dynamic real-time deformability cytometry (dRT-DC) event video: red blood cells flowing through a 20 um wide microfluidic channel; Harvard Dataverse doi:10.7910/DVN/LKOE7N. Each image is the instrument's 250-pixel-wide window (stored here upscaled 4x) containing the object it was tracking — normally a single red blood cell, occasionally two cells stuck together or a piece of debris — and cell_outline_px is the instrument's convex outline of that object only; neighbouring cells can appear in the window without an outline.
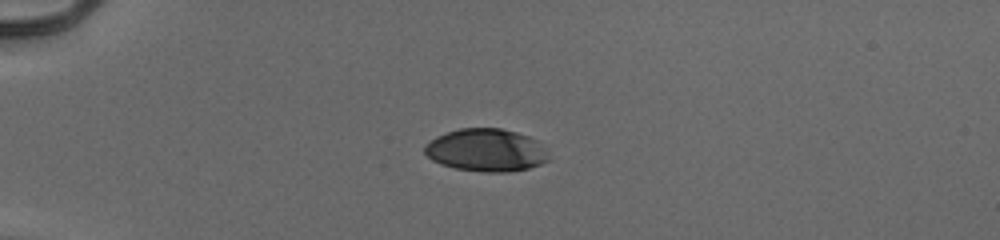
{"species": "human", "species_latin": "Homo sapiens", "temperature_condition": "cold", "stored_images_in_passage": 40, "camera_frame_rate_fps": 3000, "um_per_image_px": 0.085, "donor": {"sex": "male"}, "frame": {"image": 1, "passage_image": 1, "time_ms": 0.0, "image_size_px": [1000, 240], "cell_outline_px": [[548, 160], [540, 164], [528, 168], [504, 172], [484, 172], [456, 168], [440, 164], [432, 160], [424, 152], [424, 144], [436, 136], [460, 128], [500, 128], [516, 132], [528, 136], [536, 140], [544, 152]], "centroid_in_image_um": [41.25, 12.76], "position_along_channel_um": 43.7, "area_um2": 30.46}}
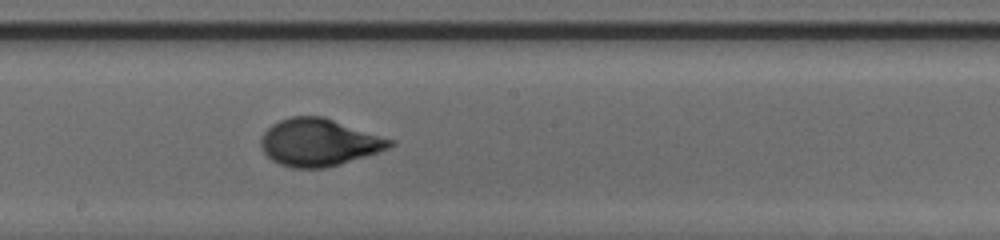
{"frame": {"image": 2, "passage_image": 18, "time_ms": 5.667, "image_size_px": [1000, 240], "cell_outline_px": [[396, 144], [388, 148], [340, 164], [324, 168], [292, 168], [280, 164], [272, 160], [264, 152], [260, 144], [260, 140], [264, 132], [272, 124], [280, 120], [292, 116], [324, 116], [396, 140]], "centroid_in_image_um": [27.12, 12.09], "position_along_channel_um": 221.1, "area_um2": 35.6}}
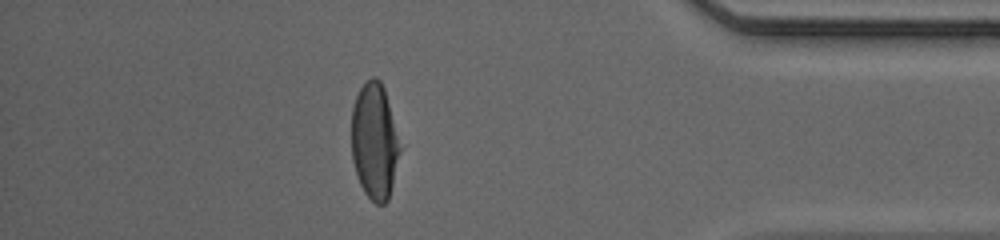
{"frame": {"image": 3, "passage_image": 34, "time_ms": 11.0, "image_size_px": [1000, 240], "cell_outline_px": [[400, 148], [392, 184], [388, 200], [384, 204], [376, 204], [364, 192], [360, 184], [352, 160], [352, 108], [356, 96], [360, 88], [372, 76], [376, 76], [380, 80], [384, 88]], "centroid_in_image_um": [31.8, 12.01], "position_along_channel_um": 403.4, "area_um2": 32.08}, "authors_computed_cell_mechanics": {"area_um2": 34.7089, "velocity_mm_per_s": 3.9373, "shape_relaxation_time_tau1_ms": 4.1597, "shape_relaxation_time_tau2_ms": null, "deformation_change_tau1": 0.2024, "deformation_change_tau2": null}}